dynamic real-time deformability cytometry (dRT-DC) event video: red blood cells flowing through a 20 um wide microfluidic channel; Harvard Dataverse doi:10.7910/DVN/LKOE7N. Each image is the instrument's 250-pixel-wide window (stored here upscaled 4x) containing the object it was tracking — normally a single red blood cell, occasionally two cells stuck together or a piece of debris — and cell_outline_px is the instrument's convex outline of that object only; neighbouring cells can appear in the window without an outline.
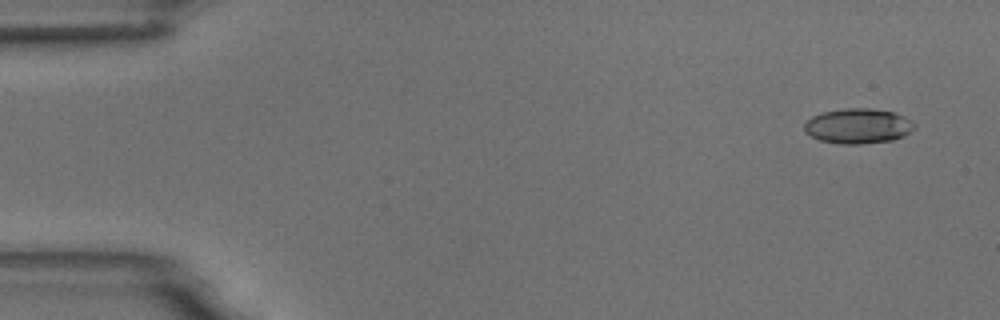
{"species": "common noctule bat (a hibernating species)", "species_latin": "Nyctalus noctula", "temperature_condition": "room temperature", "stored_images_in_passage": 9, "camera_frame_rate_fps": 3000, "um_per_image_px": 0.085, "animal": {"sex": "male", "body_mass_g": 18.8}, "frame": {"image": 1, "passage_image": 1, "time_ms": 0.0, "image_size_px": [1000, 320], "cell_outline_px": [[916, 128], [904, 136], [892, 140], [860, 144], [840, 144], [820, 140], [804, 132], [804, 124], [812, 116], [824, 112], [844, 108], [868, 108], [892, 112], [904, 116], [912, 120], [916, 124]], "centroid_in_image_um": [72.95, 10.71], "position_along_channel_um": 12.0, "area_um2": 22.54}}
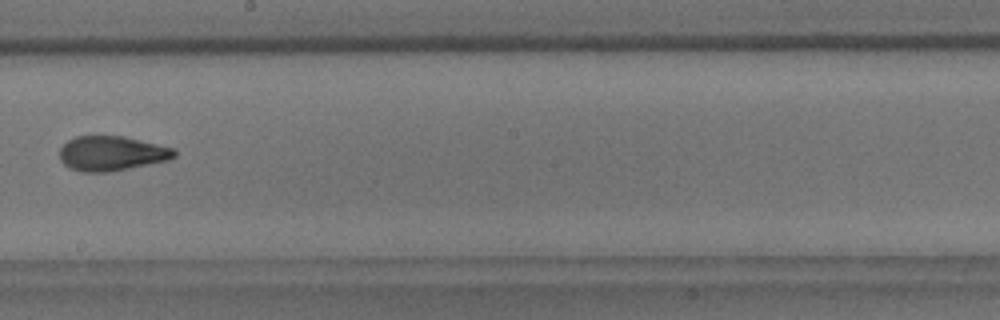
{"frame": {"image": 2, "passage_image": 9, "time_ms": 9.333, "image_size_px": [1000, 320], "cell_outline_px": [[176, 156], [168, 160], [108, 172], [80, 172], [68, 168], [60, 160], [60, 148], [68, 140], [76, 136], [124, 136], [176, 148]], "centroid_in_image_um": [9.48, 13.04], "position_along_channel_um": 238.7, "area_um2": 23.29}}